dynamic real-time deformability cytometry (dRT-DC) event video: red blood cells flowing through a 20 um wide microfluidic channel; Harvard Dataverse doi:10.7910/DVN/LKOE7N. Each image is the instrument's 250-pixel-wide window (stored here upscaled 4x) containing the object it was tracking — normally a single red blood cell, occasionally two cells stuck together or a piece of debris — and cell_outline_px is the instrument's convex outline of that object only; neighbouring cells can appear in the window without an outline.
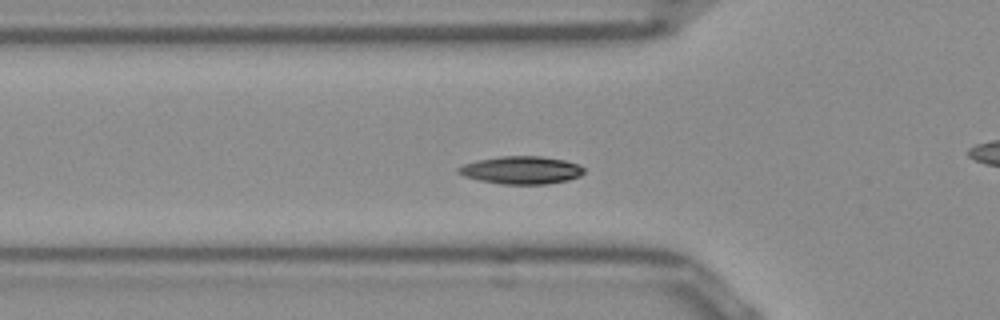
{"species": "Egyptian fruit bat (a non-hibernating species)", "species_latin": "Rousettus aegyptiacus", "temperature_condition": "room temperature", "stored_images_in_passage": 45, "camera_frame_rate_fps": 3000, "um_per_image_px": 0.085, "frame": {"image": 1, "passage_image": 9, "time_ms": 2.667, "image_size_px": [1000, 320], "cell_outline_px": [[584, 172], [580, 176], [568, 180], [548, 184], [500, 184], [480, 180], [464, 176], [456, 172], [456, 168], [464, 164], [476, 160], [500, 156], [540, 156], [564, 160], [580, 164], [584, 168]], "centroid_in_image_um": [44.31, 14.46], "position_along_channel_um": 81.5, "area_um2": 20.46}}
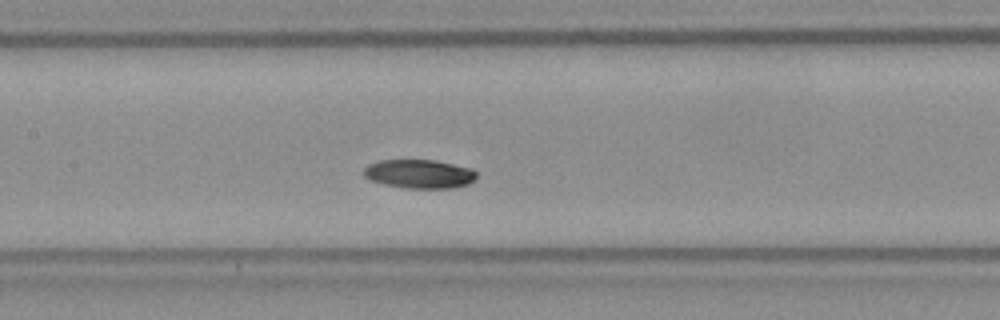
{"frame": {"image": 2, "passage_image": 16, "time_ms": 5.0, "image_size_px": [1000, 320], "cell_outline_px": [[476, 176], [468, 184], [452, 188], [404, 188], [384, 184], [372, 180], [364, 176], [364, 168], [368, 164], [380, 160], [432, 160], [472, 168], [476, 172]], "centroid_in_image_um": [35.63, 14.78], "position_along_channel_um": 171.8, "area_um2": 18.79}}
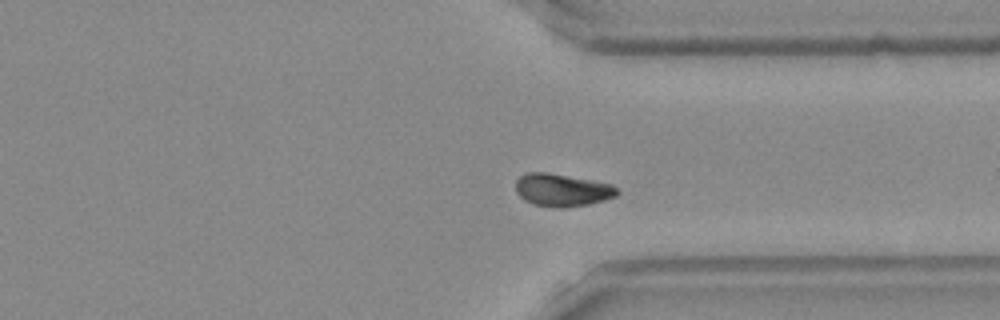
{"frame": {"image": 3, "passage_image": 31, "time_ms": 10.0, "image_size_px": [1000, 320], "cell_outline_px": [[620, 192], [616, 196], [604, 200], [588, 204], [564, 208], [560, 208], [532, 204], [524, 200], [516, 192], [516, 180], [524, 172], [544, 172], [592, 180], [612, 184]], "centroid_in_image_um": [47.76, 16.15], "position_along_channel_um": 363.6, "area_um2": 19.31}, "authors_computed_cell_mechanics": {"area_um2": 19.0162, "velocity_mm_per_s": 3.8403, "shape_relaxation_time_tau1_ms": 2.5765, "shape_relaxation_time_tau2_ms": null, "deformation_change_tau1": 0.054, "deformation_change_tau2": null}}